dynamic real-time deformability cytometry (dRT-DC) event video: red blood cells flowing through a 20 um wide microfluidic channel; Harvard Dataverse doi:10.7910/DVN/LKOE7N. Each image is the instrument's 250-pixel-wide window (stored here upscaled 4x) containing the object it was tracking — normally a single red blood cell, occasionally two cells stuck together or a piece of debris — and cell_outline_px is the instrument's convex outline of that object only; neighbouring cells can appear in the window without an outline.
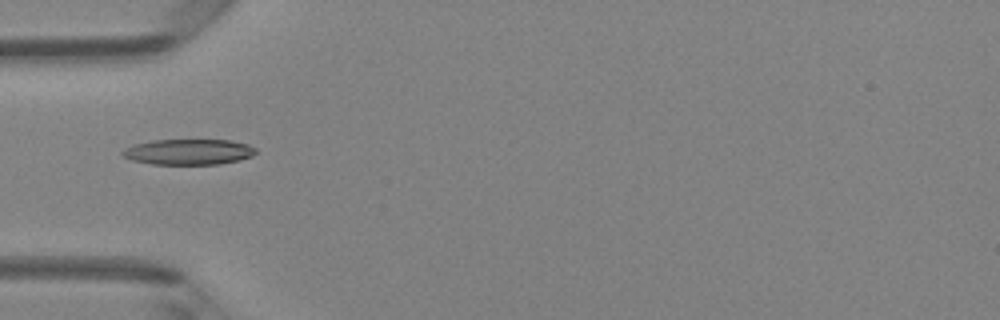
{"species": "Egyptian fruit bat (a non-hibernating species)", "species_latin": "Rousettus aegyptiacus", "temperature_condition": "room temperature", "stored_images_in_passage": 5, "camera_frame_rate_fps": 3000, "um_per_image_px": 0.085, "animal": {"sex": "female"}, "frame": {"image": 1, "passage_image": 4, "time_ms": 1.0, "image_size_px": [1000, 320], "cell_outline_px": [[256, 152], [252, 156], [240, 160], [220, 164], [152, 164], [132, 160], [120, 156], [120, 152], [124, 148], [136, 144], [152, 140], [232, 140], [248, 144], [256, 148]], "centroid_in_image_um": [16.02, 12.91], "position_along_channel_um": 69.0, "area_um2": 20.06}}
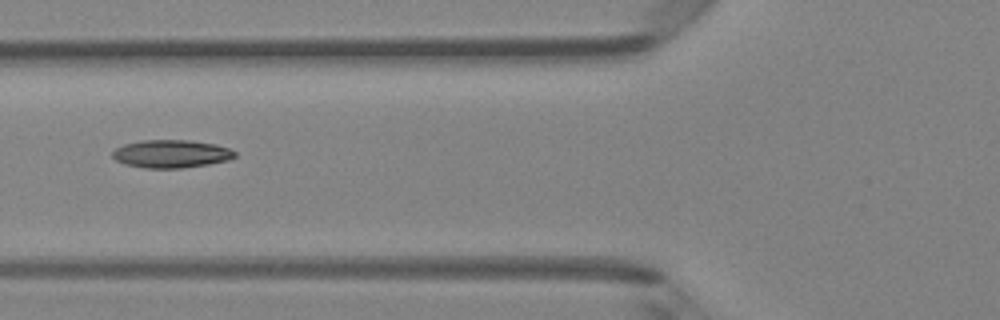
{"frame": {"image": 2, "passage_image": 5, "time_ms": 1.333, "image_size_px": [1000, 320], "cell_outline_px": [[236, 156], [228, 160], [208, 164], [180, 168], [144, 168], [124, 164], [116, 160], [112, 156], [112, 152], [116, 148], [124, 144], [140, 140], [188, 140], [216, 144], [228, 148], [236, 152]], "centroid_in_image_um": [14.54, 13.07], "position_along_channel_um": 111.3, "area_um2": 19.94}}